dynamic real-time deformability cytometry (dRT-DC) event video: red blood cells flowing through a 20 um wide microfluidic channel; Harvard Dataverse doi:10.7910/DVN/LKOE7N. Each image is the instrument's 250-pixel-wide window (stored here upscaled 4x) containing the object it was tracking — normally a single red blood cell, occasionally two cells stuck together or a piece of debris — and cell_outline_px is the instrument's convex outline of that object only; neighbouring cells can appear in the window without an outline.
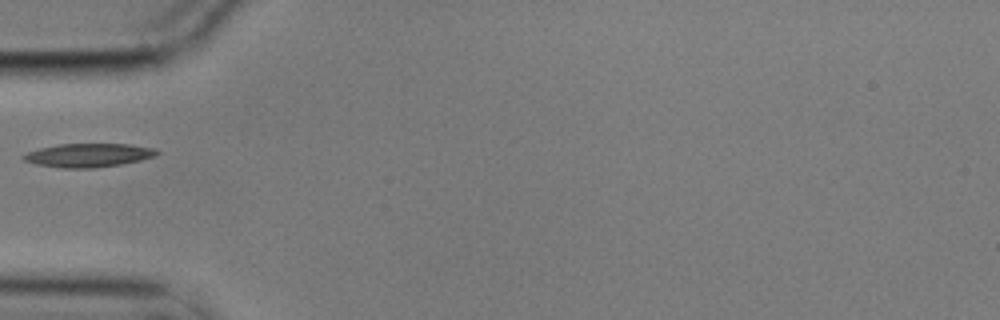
{"species": "common noctule bat (a hibernating species)", "species_latin": "Nyctalus noctula", "temperature_condition": "cold", "stored_images_in_passage": 10, "camera_frame_rate_fps": 3000, "um_per_image_px": 0.085, "animal": {"sex": "male", "body_mass_g": 17.9}, "frame": {"image": 1, "passage_image": 1, "time_ms": 0.0, "image_size_px": [1000, 320], "cell_outline_px": [[160, 152], [156, 156], [140, 160], [120, 164], [92, 168], [64, 168], [36, 164], [24, 160], [20, 156], [28, 152], [40, 148], [60, 144], [128, 144], [156, 148]], "centroid_in_image_um": [7.54, 13.19], "position_along_channel_um": 77.5, "area_um2": 18.26}}
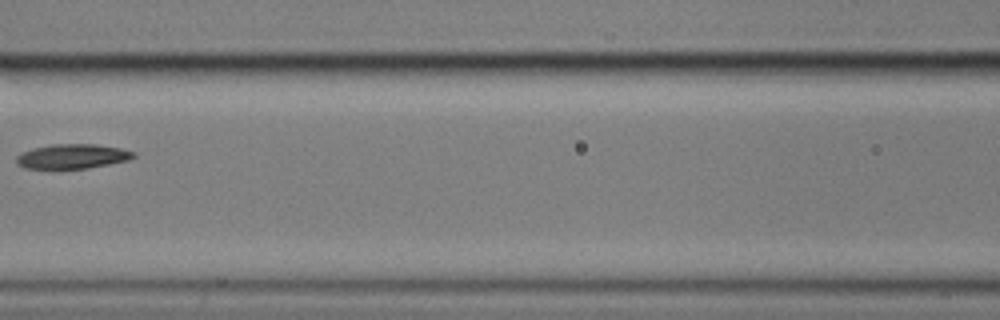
{"frame": {"image": 2, "passage_image": 3, "time_ms": 0.667, "image_size_px": [1000, 320], "cell_outline_px": [[136, 156], [128, 160], [88, 168], [24, 168], [16, 164], [16, 156], [32, 148], [52, 144], [96, 144], [120, 148], [136, 152]], "centroid_in_image_um": [6.16, 13.28], "position_along_channel_um": 160.4, "area_um2": 16.7}}
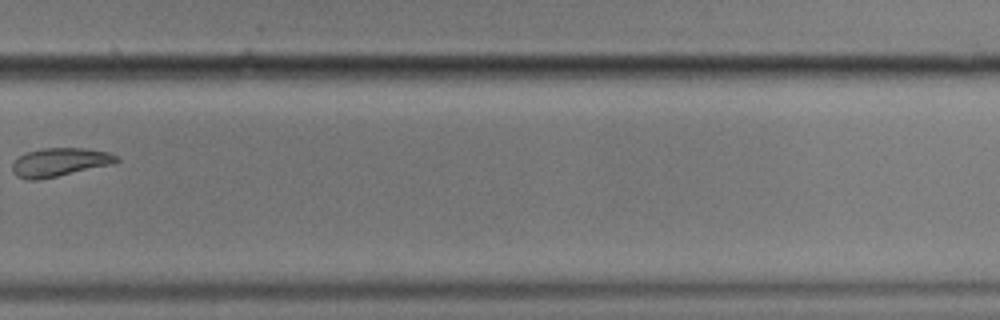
{"frame": {"image": 3, "passage_image": 7, "time_ms": 2.0, "image_size_px": [1000, 320], "cell_outline_px": [[120, 160], [112, 164], [40, 180], [28, 180], [16, 176], [12, 172], [12, 164], [20, 156], [28, 152], [44, 148], [84, 148], [108, 152], [120, 156]], "centroid_in_image_um": [5.09, 13.79], "position_along_channel_um": 324.7, "area_um2": 17.28}}